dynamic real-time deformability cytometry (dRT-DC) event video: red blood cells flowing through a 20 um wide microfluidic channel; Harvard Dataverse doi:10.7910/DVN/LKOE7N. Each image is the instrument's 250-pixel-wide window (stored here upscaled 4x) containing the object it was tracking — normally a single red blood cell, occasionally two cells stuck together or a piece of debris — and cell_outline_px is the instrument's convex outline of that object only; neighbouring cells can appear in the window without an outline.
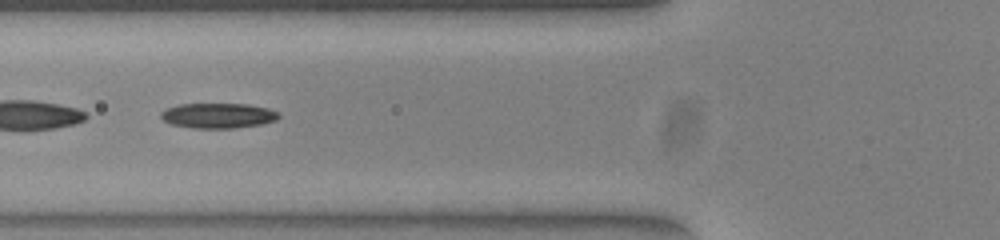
{"species": "common noctule bat (a hibernating species)", "species_latin": "Nyctalus noctula", "temperature_condition": "warm", "stored_images_in_passage": 53, "segment_of_instrument_passage": [2, 2], "camera_frame_rate_fps": 3000, "um_per_image_px": 0.085, "animal": {"sex": "female", "body_mass_g": 23.0, "forearm_length_mm": 53.4}, "frame": {"image": 1, "passage_image": 20, "time_ms": 6.333, "image_size_px": [1000, 240], "cell_outline_px": [[280, 116], [276, 120], [260, 124], [232, 128], [192, 128], [172, 124], [164, 120], [160, 116], [160, 112], [164, 108], [180, 104], [248, 104], [268, 108], [276, 112]], "centroid_in_image_um": [18.5, 9.82], "position_along_channel_um": 107.3, "area_um2": 17.17}}
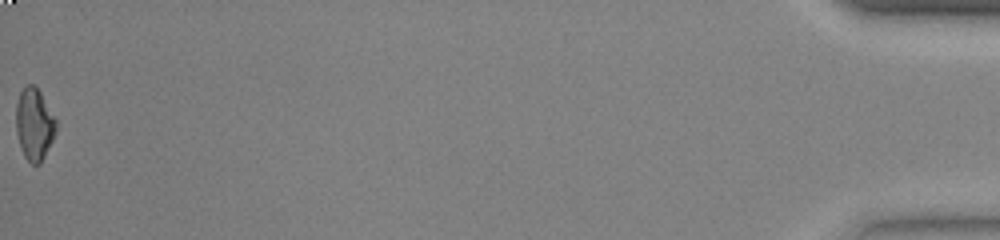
{"frame": {"image": 2, "passage_image": 53, "time_ms": 17.333, "image_size_px": [1000, 240], "cell_outline_px": [[56, 132], [40, 164], [32, 164], [24, 156], [16, 132], [16, 104], [20, 92], [28, 84], [32, 84], [40, 92], [56, 120]], "centroid_in_image_um": [2.9, 10.56], "position_along_channel_um": 432.3, "area_um2": 16.47}}